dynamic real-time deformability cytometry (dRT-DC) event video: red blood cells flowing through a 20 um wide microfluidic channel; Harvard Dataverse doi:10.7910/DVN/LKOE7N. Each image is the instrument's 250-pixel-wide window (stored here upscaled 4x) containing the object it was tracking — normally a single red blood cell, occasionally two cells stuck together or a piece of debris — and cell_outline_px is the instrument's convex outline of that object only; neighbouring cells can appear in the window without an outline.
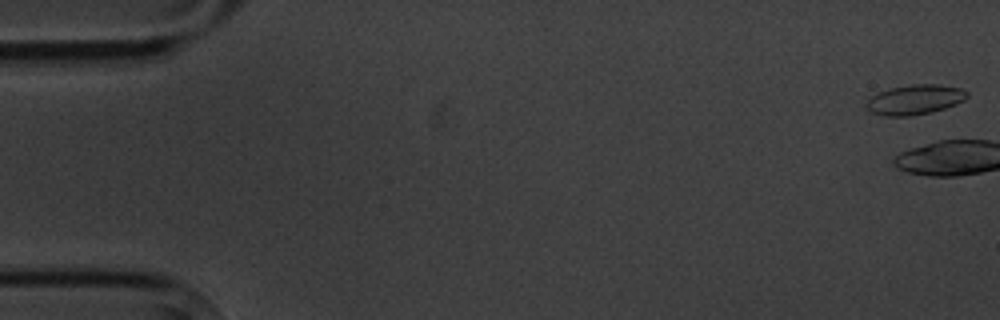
{"species": "common noctule bat (a hibernating species)", "species_latin": "Nyctalus noctula", "temperature_condition": "cold", "stored_images_in_passage": 5, "camera_frame_rate_fps": 3000, "um_per_image_px": 0.085, "animal": {"sex": "male", "body_mass_g": 20.1, "forearm_length_mm": 53.5}, "frame": {"image": 1, "passage_image": 1, "time_ms": 0.0, "image_size_px": [1000, 320], "cell_outline_px": [[968, 96], [964, 100], [956, 104], [932, 112], [908, 116], [888, 116], [872, 112], [864, 108], [868, 100], [872, 96], [880, 92], [892, 88], [912, 84], [936, 84], [960, 88], [968, 92]], "centroid_in_image_um": [77.77, 8.47], "position_along_channel_um": 7.2, "area_um2": 17.34}}